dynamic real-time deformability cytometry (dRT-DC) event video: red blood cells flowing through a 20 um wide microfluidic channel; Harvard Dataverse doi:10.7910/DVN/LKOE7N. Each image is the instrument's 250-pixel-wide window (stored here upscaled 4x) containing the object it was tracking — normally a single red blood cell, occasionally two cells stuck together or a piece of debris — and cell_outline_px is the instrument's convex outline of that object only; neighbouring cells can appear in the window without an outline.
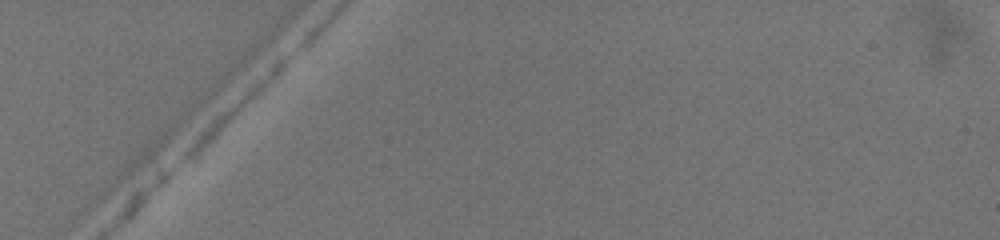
{"species": "common noctule bat (a hibernating species)", "species_latin": "Nyctalus noctula", "temperature_condition": "warm", "stored_images_in_passage": 2, "camera_frame_rate_fps": 3000, "um_per_image_px": 0.085, "animal": {"sex": "female", "body_mass_g": 19.5, "forearm_length_mm": 54.1}, "frame": {"image": 1, "passage_image": 1, "time_ms": 0.0, "image_size_px": [1000, 240], "cell_outline_px": [[292, 56], [232, 116], [188, 156], [180, 160], [184, 152], [196, 132], [280, 56], [288, 52], [292, 52]], "centroid_in_image_um": [19.93, 8.94], "position_along_channel_um": 65.1, "area_um2": 11.16}}